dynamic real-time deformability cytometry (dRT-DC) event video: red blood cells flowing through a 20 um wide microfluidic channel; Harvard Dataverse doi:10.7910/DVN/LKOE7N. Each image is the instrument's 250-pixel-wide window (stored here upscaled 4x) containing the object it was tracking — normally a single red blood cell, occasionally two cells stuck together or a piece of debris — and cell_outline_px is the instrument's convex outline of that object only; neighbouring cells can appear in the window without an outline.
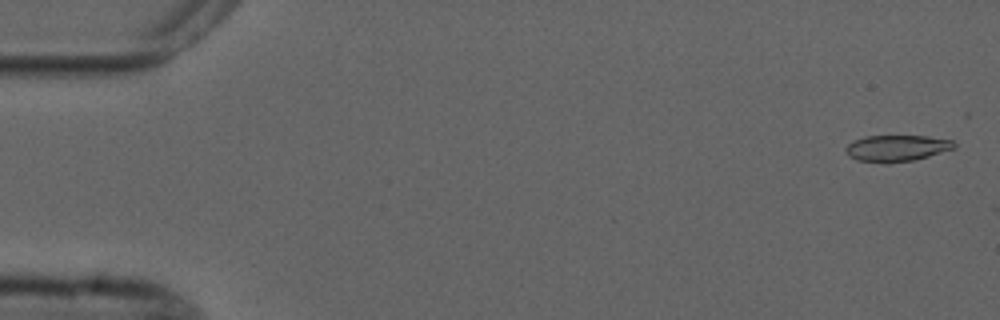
{"species": "common noctule bat (a hibernating species)", "species_latin": "Nyctalus noctula", "temperature_condition": "cold", "stored_images_in_passage": 4, "camera_frame_rate_fps": 3000, "um_per_image_px": 0.085, "animal": {"sex": "male", "forearm_length_mm": 52.5}, "frame": {"image": 1, "passage_image": 1, "time_ms": 0.0, "image_size_px": [1000, 320], "cell_outline_px": [[956, 148], [928, 156], [912, 160], [888, 164], [856, 160], [848, 156], [844, 148], [852, 140], [864, 136], [928, 136], [952, 140], [956, 144]], "centroid_in_image_um": [76.18, 12.6], "position_along_channel_um": 8.8, "area_um2": 16.88}}
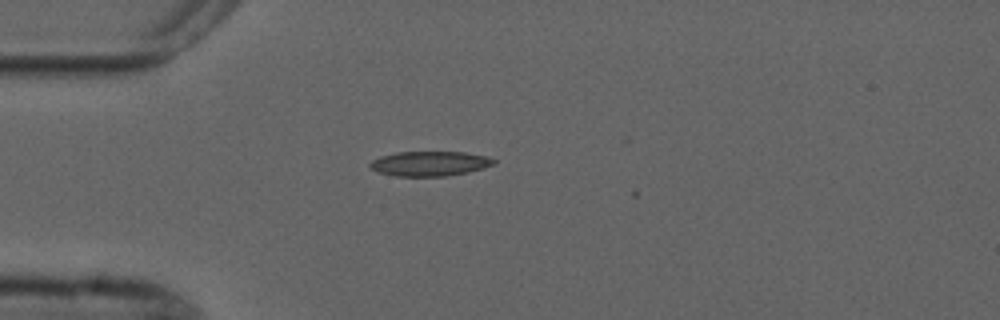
{"frame": {"image": 2, "passage_image": 4, "time_ms": 4.333, "image_size_px": [1000, 320], "cell_outline_px": [[496, 164], [484, 168], [468, 172], [444, 176], [396, 176], [376, 172], [368, 164], [372, 160], [380, 156], [396, 152], [464, 152], [488, 156], [496, 160]], "centroid_in_image_um": [36.54, 13.9], "position_along_channel_um": 48.5, "area_um2": 17.98}}